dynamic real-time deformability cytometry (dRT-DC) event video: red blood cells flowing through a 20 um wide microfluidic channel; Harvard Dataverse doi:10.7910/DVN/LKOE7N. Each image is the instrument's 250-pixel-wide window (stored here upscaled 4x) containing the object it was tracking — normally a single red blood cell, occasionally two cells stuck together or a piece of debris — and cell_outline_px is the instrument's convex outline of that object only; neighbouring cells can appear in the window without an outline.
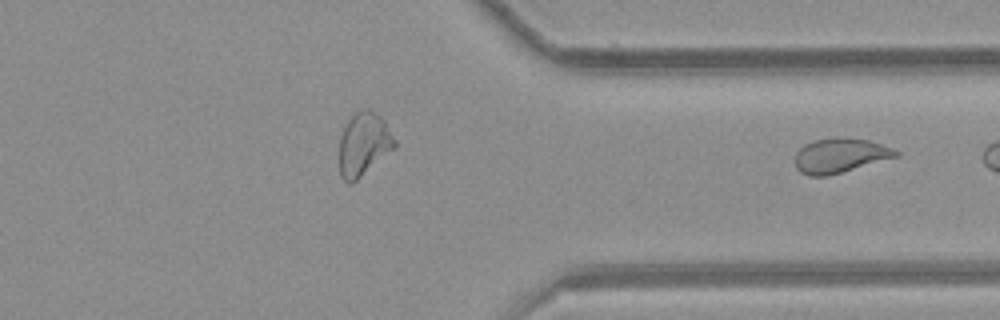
{"species": "common noctule bat (a hibernating species)", "species_latin": "Nyctalus noctula", "temperature_condition": "room temperature", "stored_images_in_passage": 30, "segment_of_instrument_passage": [2, 2], "camera_frame_rate_fps": 3000, "um_per_image_px": 0.085, "animal": {"sex": "female", "body_mass_g": 21.9}, "frame": {"image": 1, "passage_image": 30, "time_ms": 9.667, "image_size_px": [1000, 320], "cell_outline_px": [[900, 156], [828, 176], [808, 176], [800, 172], [796, 168], [796, 152], [804, 144], [816, 140], [868, 140], [892, 148], [900, 152]], "centroid_in_image_um": [71.41, 13.27], "position_along_channel_um": 340.0, "area_um2": 19.65}}